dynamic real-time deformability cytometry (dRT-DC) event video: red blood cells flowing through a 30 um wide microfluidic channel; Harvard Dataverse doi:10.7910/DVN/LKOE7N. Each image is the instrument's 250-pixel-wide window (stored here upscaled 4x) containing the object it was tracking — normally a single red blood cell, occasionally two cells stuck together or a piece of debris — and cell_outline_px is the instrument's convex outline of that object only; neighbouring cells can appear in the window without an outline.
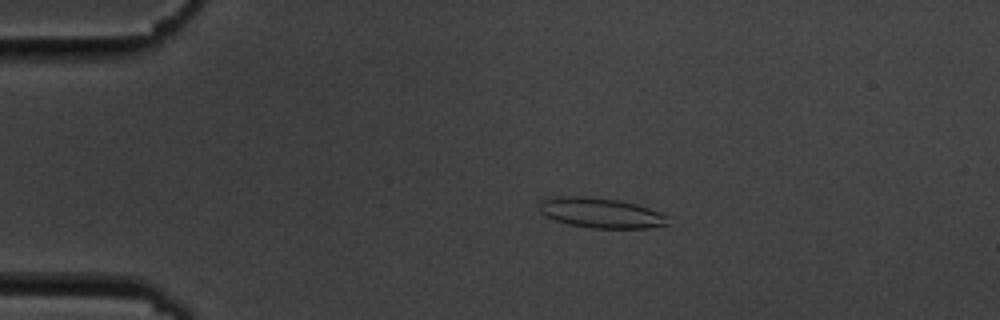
{"species": "common noctule bat (a hibernating species)", "species_latin": "Nyctalus noctula", "temperature_condition": "cold", "stored_images_in_passage": 5, "camera_frame_rate_fps": 3000, "um_per_image_px": 0.085, "animal": {"sex": "male", "body_mass_g": 19.5, "forearm_length_mm": 54.6}, "frame": {"image": 1, "passage_image": 4, "time_ms": 3.333, "image_size_px": [1000, 320], "cell_outline_px": [[672, 216], [668, 224], [648, 228], [592, 228], [568, 224], [556, 220], [540, 212], [540, 204], [544, 200], [560, 196], [588, 196], [620, 200], [636, 204]], "centroid_in_image_um": [51.16, 18.1], "position_along_channel_um": 33.8, "area_um2": 22.54}}